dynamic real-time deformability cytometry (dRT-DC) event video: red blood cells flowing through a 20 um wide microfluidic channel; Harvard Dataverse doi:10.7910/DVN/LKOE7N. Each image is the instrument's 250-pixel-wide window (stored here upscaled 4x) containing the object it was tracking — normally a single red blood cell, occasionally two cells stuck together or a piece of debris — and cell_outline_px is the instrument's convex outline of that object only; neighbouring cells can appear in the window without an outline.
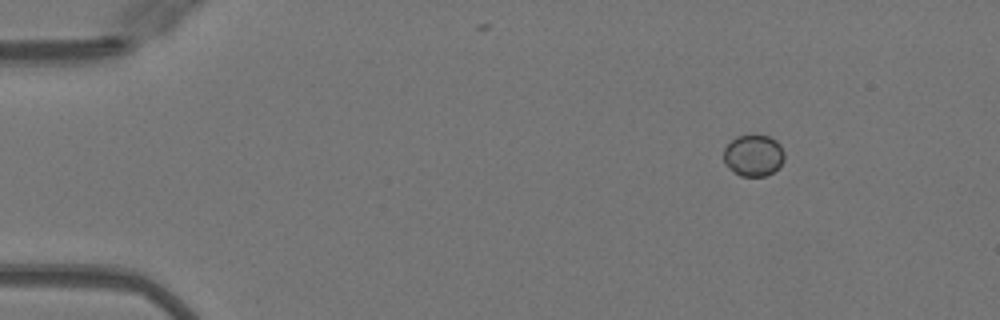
{"species": "Egyptian fruit bat (a non-hibernating species)", "species_latin": "Rousettus aegyptiacus", "temperature_condition": "warm", "stored_images_in_passage": 45, "camera_frame_rate_fps": 3000, "um_per_image_px": 0.085, "animal": {"sex": "female"}, "frame": {"image": 1, "passage_image": 1, "time_ms": 0.0, "image_size_px": [1000, 320], "cell_outline_px": [[784, 160], [772, 172], [764, 176], [740, 176], [728, 168], [724, 164], [724, 148], [736, 136], [752, 132], [768, 136], [776, 140], [780, 144], [784, 152]], "centroid_in_image_um": [64.03, 13.17], "position_along_channel_um": 21.0, "area_um2": 15.03}}
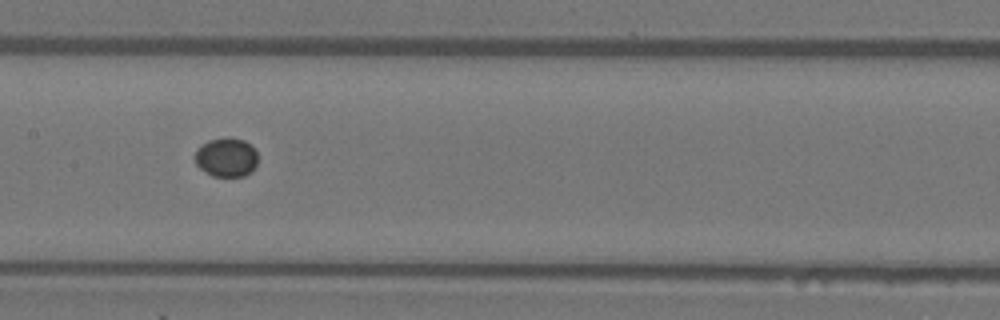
{"frame": {"image": 2, "passage_image": 20, "time_ms": 6.333, "image_size_px": [1000, 320], "cell_outline_px": [[256, 164], [252, 172], [244, 176], [212, 176], [200, 168], [196, 164], [196, 148], [208, 140], [244, 140], [252, 144], [256, 152]], "centroid_in_image_um": [19.25, 13.41], "position_along_channel_um": 188.2, "area_um2": 13.93}}
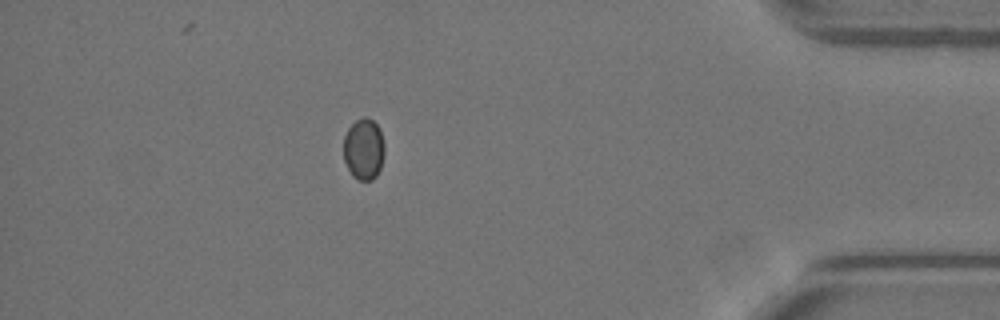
{"frame": {"image": 3, "passage_image": 39, "time_ms": 12.667, "image_size_px": [1000, 320], "cell_outline_px": [[384, 152], [380, 168], [376, 176], [372, 180], [360, 180], [352, 176], [344, 160], [344, 136], [348, 128], [356, 120], [364, 116], [368, 116], [380, 128], [384, 144]], "centroid_in_image_um": [30.92, 12.65], "position_along_channel_um": 404.3, "area_um2": 14.68}}